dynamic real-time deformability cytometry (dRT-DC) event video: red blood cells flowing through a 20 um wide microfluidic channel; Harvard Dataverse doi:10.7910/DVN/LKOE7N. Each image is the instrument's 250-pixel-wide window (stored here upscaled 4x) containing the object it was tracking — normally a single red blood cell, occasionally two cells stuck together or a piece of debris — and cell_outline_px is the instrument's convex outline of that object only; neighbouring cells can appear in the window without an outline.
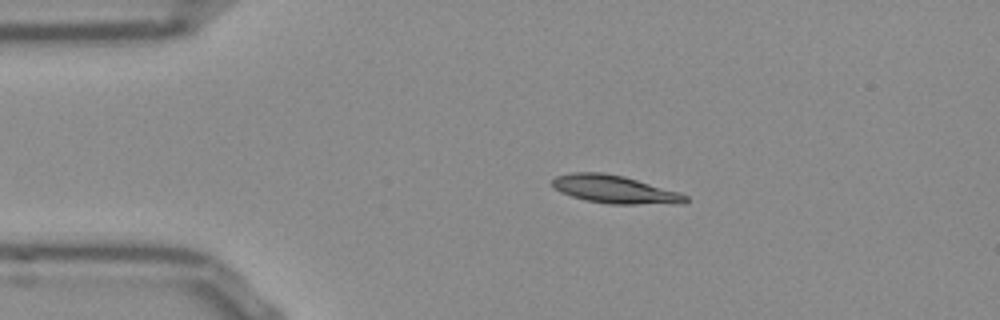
{"species": "Egyptian fruit bat (a non-hibernating species)", "species_latin": "Rousettus aegyptiacus", "temperature_condition": "room temperature", "stored_images_in_passage": 43, "camera_frame_rate_fps": 3000, "um_per_image_px": 0.085, "frame": {"image": 1, "passage_image": 1, "time_ms": 0.0, "image_size_px": [1000, 320], "cell_outline_px": [[688, 200], [684, 204], [612, 204], [584, 200], [560, 192], [552, 184], [552, 180], [556, 176], [572, 172], [604, 172], [624, 176], [680, 192], [688, 196]], "centroid_in_image_um": [52.29, 16.1], "position_along_channel_um": 32.7, "area_um2": 21.85}}
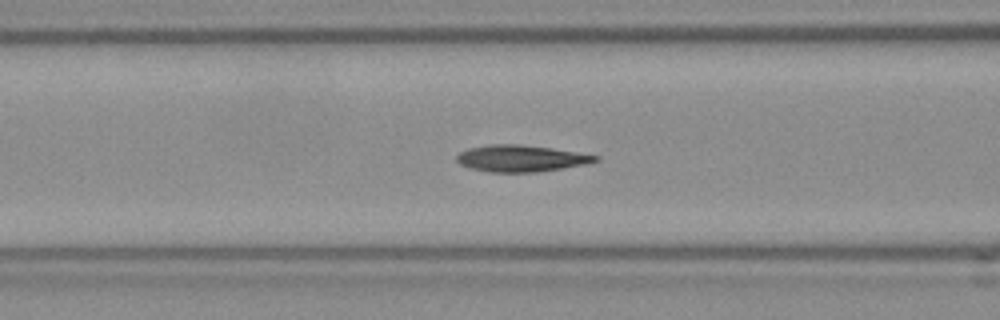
{"frame": {"image": 2, "passage_image": 11, "time_ms": 3.333, "image_size_px": [1000, 320], "cell_outline_px": [[600, 160], [588, 164], [536, 172], [488, 172], [472, 168], [460, 164], [456, 160], [456, 156], [460, 152], [468, 148], [488, 144], [516, 144], [552, 148], [600, 156]], "centroid_in_image_um": [44.29, 13.46], "position_along_channel_um": 122.3, "area_um2": 21.5}}
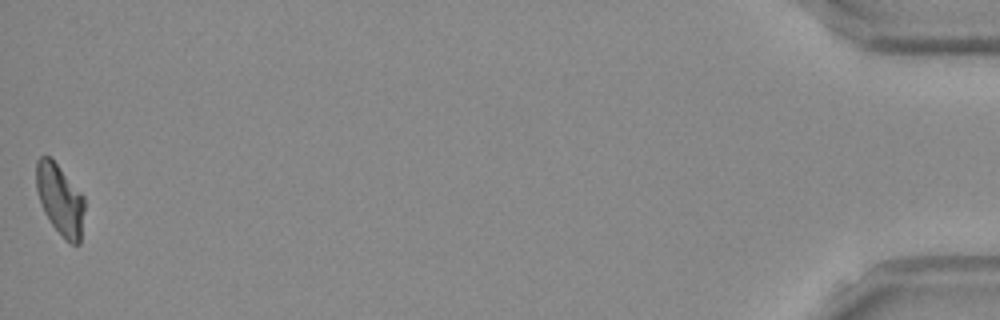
{"frame": {"image": 3, "passage_image": 43, "time_ms": 14.0, "image_size_px": [1000, 320], "cell_outline_px": [[84, 208], [80, 244], [72, 244], [64, 240], [52, 224], [44, 212], [36, 188], [36, 160], [40, 156], [48, 156], [56, 164], [84, 196]], "centroid_in_image_um": [5.1, 16.99], "position_along_channel_um": 430.1, "area_um2": 19.65}, "authors_computed_cell_mechanics": {"area_um2": 21.097, "velocity_mm_per_s": 3.8398, "shape_relaxation_time_tau1_ms": 5.3267, "shape_relaxation_time_tau2_ms": 6.2606, "deformation_change_tau1": 0.1712, "deformation_change_tau2": 0.1046}}